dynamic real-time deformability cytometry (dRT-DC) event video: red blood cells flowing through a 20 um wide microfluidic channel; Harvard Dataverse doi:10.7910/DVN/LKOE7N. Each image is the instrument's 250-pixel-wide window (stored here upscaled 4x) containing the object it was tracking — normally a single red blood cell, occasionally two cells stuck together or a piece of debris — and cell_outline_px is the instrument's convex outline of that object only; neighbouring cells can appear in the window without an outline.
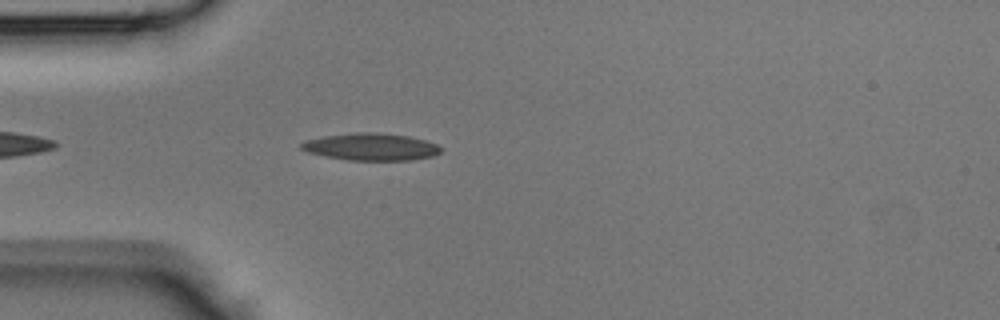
{"species": "Egyptian fruit bat (a non-hibernating species)", "species_latin": "Rousettus aegyptiacus", "temperature_condition": "room temperature", "stored_images_in_passage": 25, "camera_frame_rate_fps": 3000, "um_per_image_px": 0.085, "animal": {"sex": "male"}, "frame": {"image": 1, "passage_image": 5, "time_ms": 1.333, "image_size_px": [1000, 320], "cell_outline_px": [[444, 148], [440, 152], [432, 156], [412, 160], [348, 160], [324, 156], [308, 152], [300, 148], [300, 144], [304, 140], [324, 136], [356, 132], [376, 132], [408, 136], [424, 140], [436, 144]], "centroid_in_image_um": [31.52, 12.48], "position_along_channel_um": 53.5, "area_um2": 22.14}}
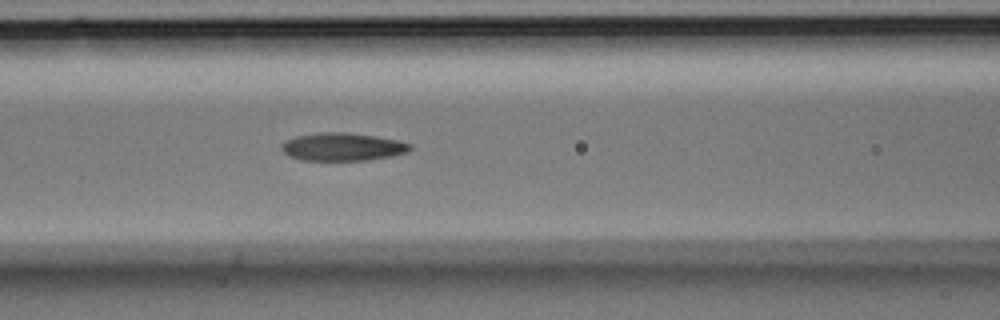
{"frame": {"image": 2, "passage_image": 11, "time_ms": 3.333, "image_size_px": [1000, 320], "cell_outline_px": [[412, 148], [408, 152], [368, 160], [300, 160], [288, 156], [280, 148], [280, 144], [284, 140], [296, 136], [320, 132], [344, 132], [376, 136], [396, 140], [412, 144]], "centroid_in_image_um": [29.06, 12.47], "position_along_channel_um": 137.5, "area_um2": 20.98}}
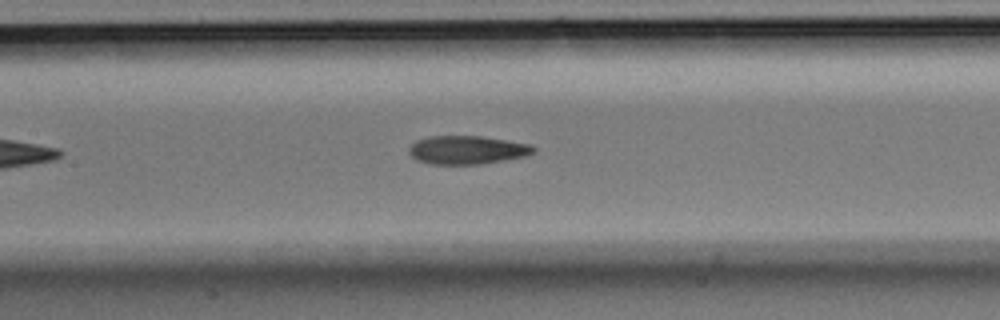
{"frame": {"image": 3, "passage_image": 13, "time_ms": 4.0, "image_size_px": [1000, 320], "cell_outline_px": [[536, 152], [524, 156], [504, 160], [480, 164], [432, 164], [416, 160], [408, 152], [408, 148], [416, 140], [428, 136], [480, 136], [528, 144], [536, 148]], "centroid_in_image_um": [39.67, 12.74], "position_along_channel_um": 167.7, "area_um2": 20.52}}